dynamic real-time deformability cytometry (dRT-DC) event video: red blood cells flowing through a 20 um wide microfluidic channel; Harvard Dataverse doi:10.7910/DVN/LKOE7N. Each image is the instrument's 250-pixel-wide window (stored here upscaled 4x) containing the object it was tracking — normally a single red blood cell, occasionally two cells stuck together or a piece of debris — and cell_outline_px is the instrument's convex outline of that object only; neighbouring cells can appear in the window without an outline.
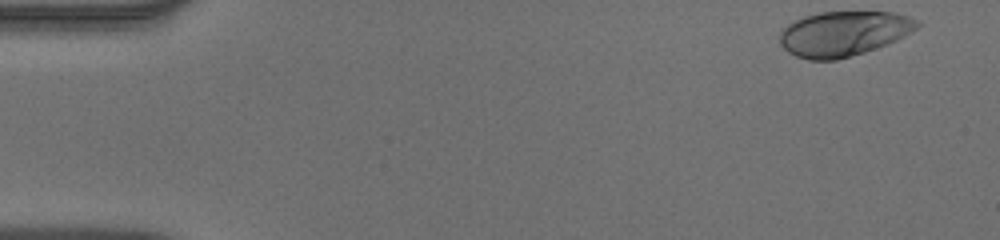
{"species": "human", "species_latin": "Homo sapiens", "temperature_condition": "warm", "stored_images_in_passage": 50, "camera_frame_rate_fps": 3000, "um_per_image_px": 0.085, "donor": {"sex": "male"}, "frame": {"image": 1, "passage_image": 1, "time_ms": 0.0, "image_size_px": [1000, 240], "cell_outline_px": [[920, 24], [916, 28], [904, 36], [896, 40], [876, 48], [864, 52], [836, 60], [808, 60], [796, 56], [788, 52], [780, 44], [780, 32], [788, 24], [804, 16], [820, 12], [892, 12], [908, 16], [920, 20]], "centroid_in_image_um": [71.7, 2.85], "position_along_channel_um": 13.3, "area_um2": 35.84}}
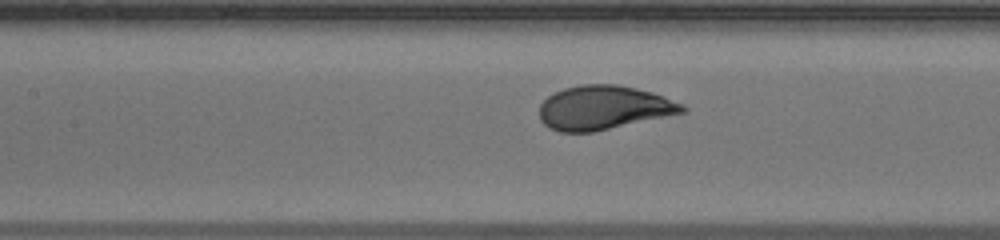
{"frame": {"image": 2, "passage_image": 22, "time_ms": 7.0, "image_size_px": [1000, 240], "cell_outline_px": [[688, 112], [592, 132], [560, 132], [548, 128], [540, 120], [540, 104], [552, 92], [564, 88], [580, 84], [616, 84], [636, 88], [652, 92], [684, 104], [688, 108]], "centroid_in_image_um": [51.32, 9.15], "position_along_channel_um": 156.1, "area_um2": 36.93}}
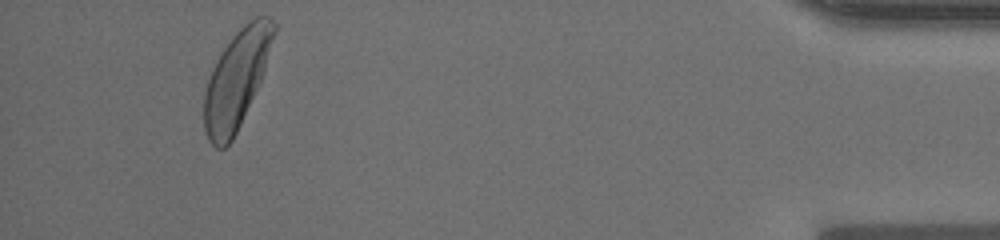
{"frame": {"image": 3, "passage_image": 47, "time_ms": 15.333, "image_size_px": [1000, 240], "cell_outline_px": [[276, 32], [264, 72], [240, 124], [232, 140], [224, 148], [216, 148], [208, 140], [204, 132], [204, 92], [212, 68], [216, 60], [232, 36], [248, 20], [256, 16], [268, 16], [276, 24]], "centroid_in_image_um": [20.1, 6.72], "position_along_channel_um": 415.1, "area_um2": 39.42}, "authors_computed_cell_mechanics": {"area_um2": 36.5007, "velocity_mm_per_s": 3.9016, "shape_relaxation_time_tau1_ms": 2.6907, "shape_relaxation_time_tau2_ms": null, "deformation_change_tau1": 0.169, "deformation_change_tau2": null}}